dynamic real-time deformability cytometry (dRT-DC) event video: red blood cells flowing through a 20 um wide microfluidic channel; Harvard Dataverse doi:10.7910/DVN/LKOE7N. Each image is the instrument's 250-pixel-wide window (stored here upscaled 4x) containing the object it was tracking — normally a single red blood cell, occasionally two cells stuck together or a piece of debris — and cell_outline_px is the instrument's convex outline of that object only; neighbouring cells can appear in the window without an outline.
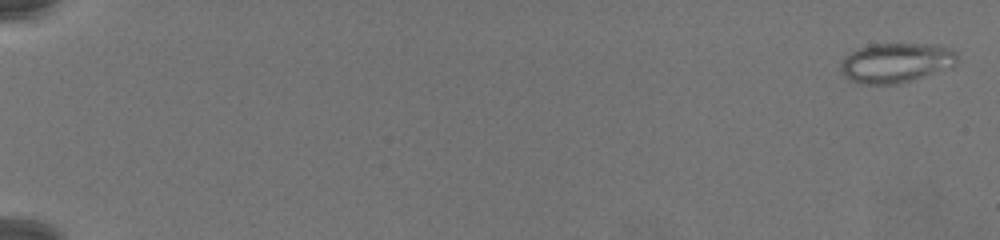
{"species": "common noctule bat (a hibernating species)", "species_latin": "Nyctalus noctula", "temperature_condition": "warm", "stored_images_in_passage": 77, "camera_frame_rate_fps": 3000, "um_per_image_px": 0.085, "animal": {"sex": "female", "body_mass_g": 19.5, "forearm_length_mm": 54.1}, "frame": {"image": 1, "passage_image": 2, "time_ms": 0.333, "image_size_px": [1000, 240], "cell_outline_px": [[960, 60], [952, 68], [912, 80], [896, 84], [860, 84], [848, 80], [840, 72], [840, 64], [856, 48], [872, 44], [944, 44], [952, 48], [956, 52]], "centroid_in_image_um": [76.23, 5.33], "position_along_channel_um": 8.8, "area_um2": 27.51}}
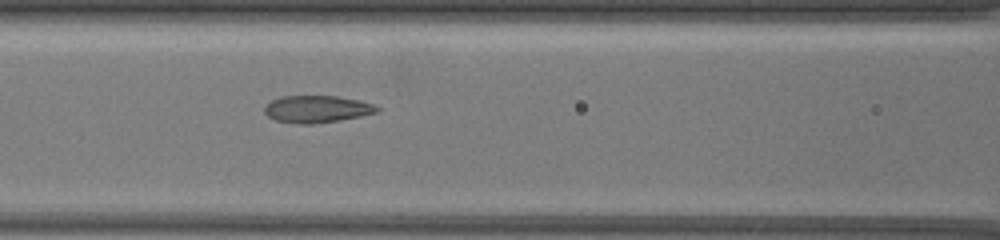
{"frame": {"image": 2, "passage_image": 38, "time_ms": 12.333, "image_size_px": [1000, 240], "cell_outline_px": [[380, 112], [340, 120], [312, 124], [296, 124], [276, 120], [268, 116], [264, 112], [264, 108], [268, 100], [280, 96], [336, 96], [360, 100], [372, 104], [380, 108]], "centroid_in_image_um": [26.91, 9.27], "position_along_channel_um": 139.7, "area_um2": 17.98}}
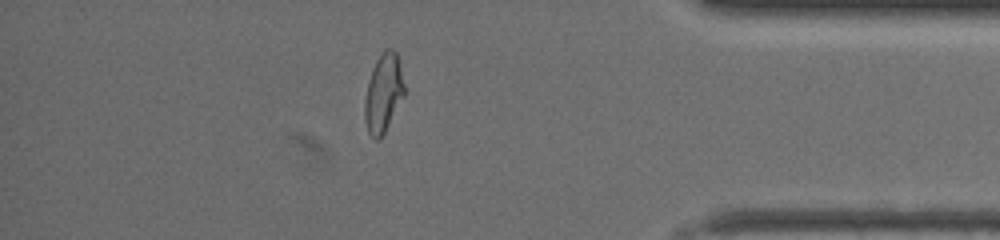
{"frame": {"image": 3, "passage_image": 68, "time_ms": 22.333, "image_size_px": [1000, 240], "cell_outline_px": [[404, 96], [380, 140], [376, 140], [368, 132], [364, 120], [364, 100], [368, 80], [372, 68], [376, 60], [384, 48], [392, 48], [396, 52], [404, 84]], "centroid_in_image_um": [32.56, 7.91], "position_along_channel_um": 402.6, "area_um2": 18.15}}